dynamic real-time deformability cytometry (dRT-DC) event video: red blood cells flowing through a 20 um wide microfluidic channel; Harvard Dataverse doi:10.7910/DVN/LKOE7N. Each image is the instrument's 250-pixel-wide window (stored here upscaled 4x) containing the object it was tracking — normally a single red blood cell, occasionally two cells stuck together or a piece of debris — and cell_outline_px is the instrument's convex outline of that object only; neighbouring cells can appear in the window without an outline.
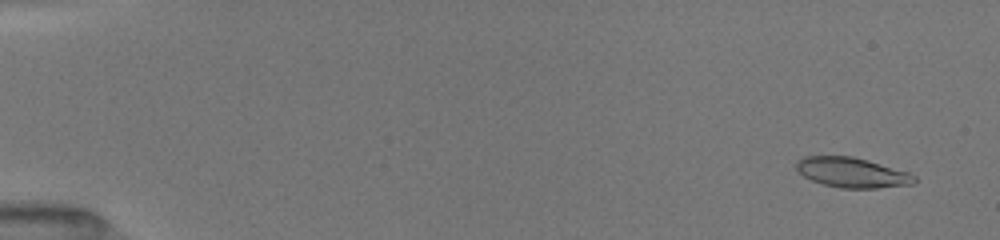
{"species": "common noctule bat (a hibernating species)", "species_latin": "Nyctalus noctula", "temperature_condition": "room temperature", "stored_images_in_passage": 52, "camera_frame_rate_fps": 3000, "um_per_image_px": 0.085, "animal": {"sex": "female", "body_mass_g": 19.5, "forearm_length_mm": 54.1}, "frame": {"image": 1, "passage_image": 3, "time_ms": 0.667, "image_size_px": [1000, 240], "cell_outline_px": [[916, 180], [912, 184], [876, 188], [840, 188], [824, 184], [812, 180], [804, 176], [796, 168], [796, 160], [804, 156], [852, 156], [868, 160], [908, 172], [916, 176]], "centroid_in_image_um": [72.41, 14.66], "position_along_channel_um": 12.6, "area_um2": 20.52}}
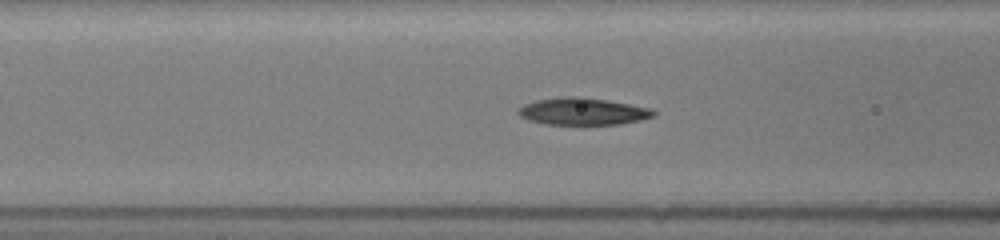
{"frame": {"image": 2, "passage_image": 22, "time_ms": 7.0, "image_size_px": [1000, 240], "cell_outline_px": [[656, 116], [640, 120], [620, 124], [584, 128], [544, 124], [528, 120], [520, 116], [516, 112], [524, 104], [536, 100], [560, 96], [584, 96], [608, 100], [652, 108], [656, 112]], "centroid_in_image_um": [49.54, 9.51], "position_along_channel_um": 117.1, "area_um2": 22.72}}
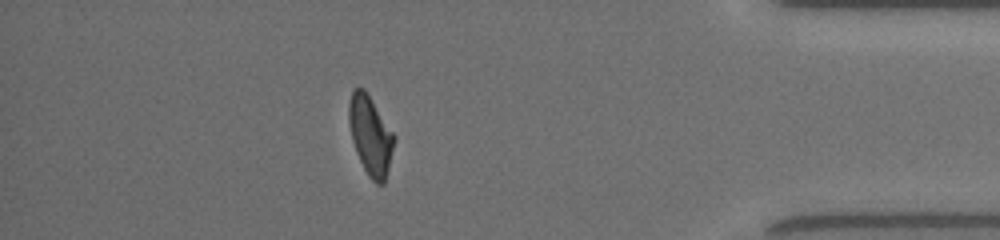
{"frame": {"image": 3, "passage_image": 46, "time_ms": 15.0, "image_size_px": [1000, 240], "cell_outline_px": [[396, 140], [384, 184], [376, 184], [368, 176], [356, 152], [352, 140], [348, 120], [348, 104], [352, 88], [364, 88], [396, 136]], "centroid_in_image_um": [31.49, 11.5], "position_along_channel_um": 403.7, "area_um2": 20.98}, "authors_computed_cell_mechanics": {"area_um2": 21.0103, "velocity_mm_per_s": 4.0157, "shape_relaxation_time_tau1_ms": 3.4743, "shape_relaxation_time_tau2_ms": 2.2528, "deformation_change_tau1": 0.1516, "deformation_change_tau2": 0.082}}